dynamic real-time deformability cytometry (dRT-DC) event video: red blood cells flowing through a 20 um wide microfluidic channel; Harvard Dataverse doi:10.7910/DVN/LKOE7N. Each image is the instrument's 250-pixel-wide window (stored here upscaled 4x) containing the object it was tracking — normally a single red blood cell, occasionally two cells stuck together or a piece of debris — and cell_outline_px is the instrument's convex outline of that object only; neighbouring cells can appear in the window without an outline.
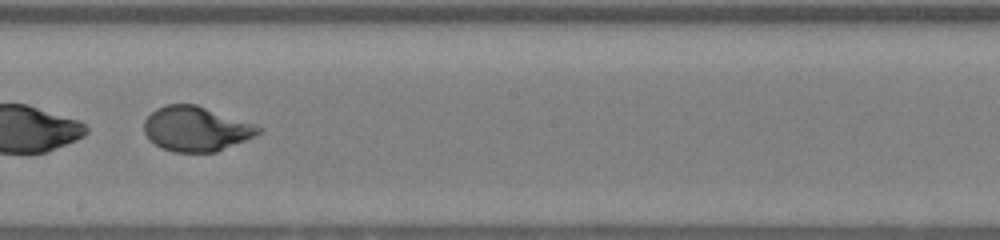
{"species": "human", "species_latin": "Homo sapiens", "temperature_condition": "warm", "stored_images_in_passage": 45, "segment_of_instrument_passage": [2, 2], "camera_frame_rate_fps": 3000, "um_per_image_px": 0.085, "donor": {"sex": "female"}, "frame": {"image": 1, "passage_image": 25, "time_ms": 8.0, "image_size_px": [1000, 240], "cell_outline_px": [[264, 128], [256, 136], [216, 152], [172, 152], [160, 148], [148, 140], [144, 132], [144, 120], [156, 108], [164, 104], [196, 104], [256, 124]], "centroid_in_image_um": [16.66, 10.95], "position_along_channel_um": 231.5, "area_um2": 30.23}}
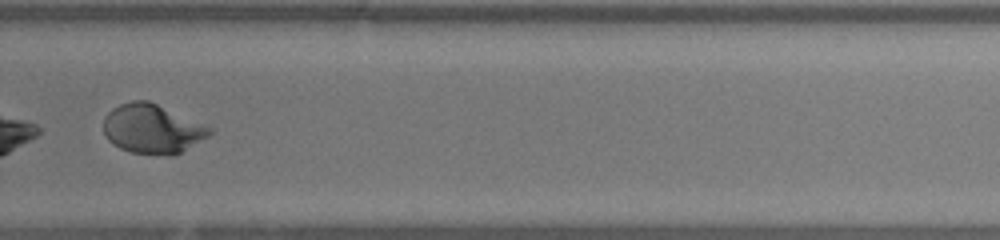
{"frame": {"image": 2, "passage_image": 31, "time_ms": 10.0, "image_size_px": [1000, 240], "cell_outline_px": [[212, 132], [208, 136], [180, 152], [132, 152], [120, 148], [112, 144], [108, 140], [104, 132], [104, 116], [112, 108], [120, 104], [132, 100], [148, 100], [204, 124], [212, 128]], "centroid_in_image_um": [12.89, 10.89], "position_along_channel_um": 316.9, "area_um2": 29.59}}